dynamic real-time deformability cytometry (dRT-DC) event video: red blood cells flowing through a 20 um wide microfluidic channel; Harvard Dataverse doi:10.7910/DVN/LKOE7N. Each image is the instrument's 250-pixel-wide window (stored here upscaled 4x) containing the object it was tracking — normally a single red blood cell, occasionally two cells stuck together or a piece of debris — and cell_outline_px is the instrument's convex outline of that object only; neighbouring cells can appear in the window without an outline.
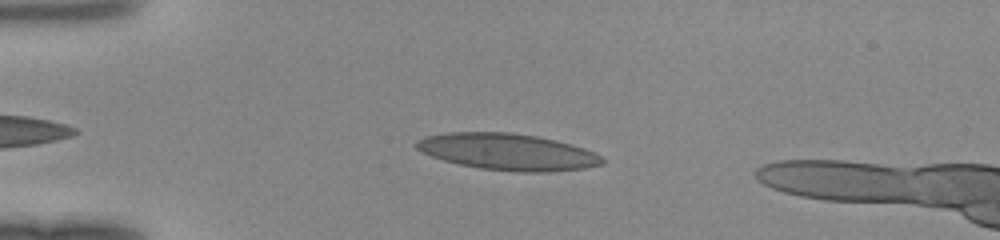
{"species": "human", "species_latin": "Homo sapiens", "temperature_condition": "room temperature", "stored_images_in_passage": 36, "camera_frame_rate_fps": 3000, "um_per_image_px": 0.085, "donor": {"sex": "female"}, "frame": {"image": 1, "passage_image": 6, "time_ms": 1.667, "image_size_px": [1000, 240], "cell_outline_px": [[604, 164], [584, 168], [548, 172], [516, 172], [480, 168], [460, 164], [444, 160], [420, 152], [416, 148], [416, 140], [424, 136], [448, 132], [512, 132], [536, 136], [556, 140], [572, 144], [596, 152], [604, 160]], "centroid_in_image_um": [43.15, 12.9], "position_along_channel_um": 41.8, "area_um2": 39.77}}
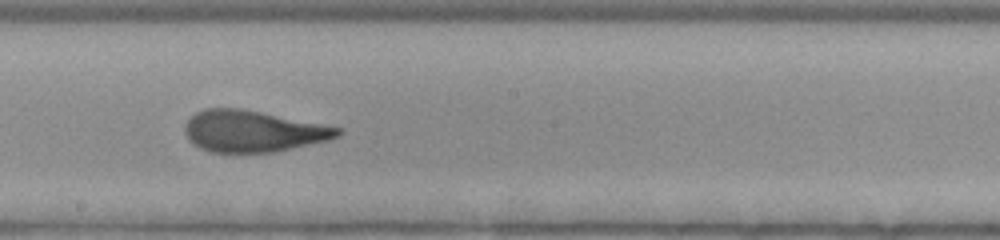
{"frame": {"image": 2, "passage_image": 21, "time_ms": 6.667, "image_size_px": [1000, 240], "cell_outline_px": [[344, 132], [340, 136], [328, 140], [276, 152], [212, 152], [200, 148], [192, 144], [188, 140], [184, 132], [184, 124], [196, 112], [204, 108], [244, 108], [340, 128]], "centroid_in_image_um": [21.47, 11.15], "position_along_channel_um": 226.7, "area_um2": 37.05}}
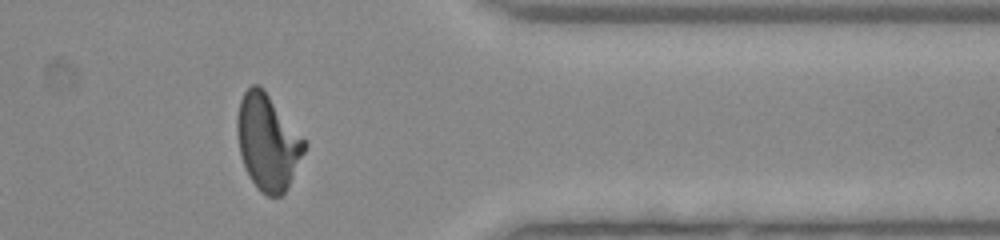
{"frame": {"image": 3, "passage_image": 33, "time_ms": 10.667, "image_size_px": [1000, 240], "cell_outline_px": [[308, 144], [288, 188], [280, 196], [268, 196], [260, 192], [244, 168], [240, 152], [236, 132], [236, 116], [240, 100], [244, 92], [252, 84], [260, 84], [264, 88]], "centroid_in_image_um": [22.74, 12.07], "position_along_channel_um": 388.7, "area_um2": 37.63}}